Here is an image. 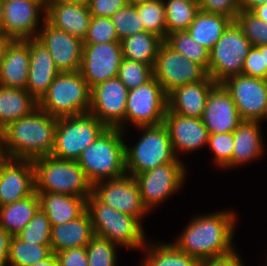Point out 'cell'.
Returning a JSON list of instances; mask_svg holds the SVG:
<instances>
[{"mask_svg":"<svg viewBox=\"0 0 267 266\" xmlns=\"http://www.w3.org/2000/svg\"><path fill=\"white\" fill-rule=\"evenodd\" d=\"M237 219L229 210L193 216L173 244L198 260L226 256L237 250L233 245Z\"/></svg>","mask_w":267,"mask_h":266,"instance_id":"1","label":"cell"},{"mask_svg":"<svg viewBox=\"0 0 267 266\" xmlns=\"http://www.w3.org/2000/svg\"><path fill=\"white\" fill-rule=\"evenodd\" d=\"M58 118L39 107L1 131L7 158L34 160L51 155Z\"/></svg>","mask_w":267,"mask_h":266,"instance_id":"2","label":"cell"},{"mask_svg":"<svg viewBox=\"0 0 267 266\" xmlns=\"http://www.w3.org/2000/svg\"><path fill=\"white\" fill-rule=\"evenodd\" d=\"M125 134L126 132L119 128H107L81 153L77 162L92 185L127 174Z\"/></svg>","mask_w":267,"mask_h":266,"instance_id":"3","label":"cell"},{"mask_svg":"<svg viewBox=\"0 0 267 266\" xmlns=\"http://www.w3.org/2000/svg\"><path fill=\"white\" fill-rule=\"evenodd\" d=\"M94 234L107 238L120 248L142 249L147 243L143 224L126 213L115 210L99 201L93 194L86 200Z\"/></svg>","mask_w":267,"mask_h":266,"instance_id":"4","label":"cell"},{"mask_svg":"<svg viewBox=\"0 0 267 266\" xmlns=\"http://www.w3.org/2000/svg\"><path fill=\"white\" fill-rule=\"evenodd\" d=\"M32 161L36 192L66 194L86 200L92 194L93 185L77 161L58 159L51 155Z\"/></svg>","mask_w":267,"mask_h":266,"instance_id":"5","label":"cell"},{"mask_svg":"<svg viewBox=\"0 0 267 266\" xmlns=\"http://www.w3.org/2000/svg\"><path fill=\"white\" fill-rule=\"evenodd\" d=\"M141 138L133 146L125 143L126 173L131 176L154 169L157 166L180 160L174 153L169 131L164 123L136 127Z\"/></svg>","mask_w":267,"mask_h":266,"instance_id":"6","label":"cell"},{"mask_svg":"<svg viewBox=\"0 0 267 266\" xmlns=\"http://www.w3.org/2000/svg\"><path fill=\"white\" fill-rule=\"evenodd\" d=\"M91 89L80 71L60 72L38 107L56 118L89 112Z\"/></svg>","mask_w":267,"mask_h":266,"instance_id":"7","label":"cell"},{"mask_svg":"<svg viewBox=\"0 0 267 266\" xmlns=\"http://www.w3.org/2000/svg\"><path fill=\"white\" fill-rule=\"evenodd\" d=\"M108 127L91 113L58 118L51 156L77 161Z\"/></svg>","mask_w":267,"mask_h":266,"instance_id":"8","label":"cell"},{"mask_svg":"<svg viewBox=\"0 0 267 266\" xmlns=\"http://www.w3.org/2000/svg\"><path fill=\"white\" fill-rule=\"evenodd\" d=\"M252 47L241 27L232 21L209 51L208 74L216 84L242 74L244 59Z\"/></svg>","mask_w":267,"mask_h":266,"instance_id":"9","label":"cell"},{"mask_svg":"<svg viewBox=\"0 0 267 266\" xmlns=\"http://www.w3.org/2000/svg\"><path fill=\"white\" fill-rule=\"evenodd\" d=\"M167 109V93L153 77L144 85L129 90L125 121L118 128L122 131H127L125 129L128 123H132L130 126L134 125V127L162 124L164 123Z\"/></svg>","mask_w":267,"mask_h":266,"instance_id":"10","label":"cell"},{"mask_svg":"<svg viewBox=\"0 0 267 266\" xmlns=\"http://www.w3.org/2000/svg\"><path fill=\"white\" fill-rule=\"evenodd\" d=\"M141 199L150 212L155 206L178 192L186 178V168L180 160L166 163L134 176Z\"/></svg>","mask_w":267,"mask_h":266,"instance_id":"11","label":"cell"},{"mask_svg":"<svg viewBox=\"0 0 267 266\" xmlns=\"http://www.w3.org/2000/svg\"><path fill=\"white\" fill-rule=\"evenodd\" d=\"M208 76L205 67L176 52L164 41L159 46L153 66V77L167 94L175 87L204 81Z\"/></svg>","mask_w":267,"mask_h":266,"instance_id":"12","label":"cell"},{"mask_svg":"<svg viewBox=\"0 0 267 266\" xmlns=\"http://www.w3.org/2000/svg\"><path fill=\"white\" fill-rule=\"evenodd\" d=\"M230 93L242 120L267 121V80L239 74L221 83Z\"/></svg>","mask_w":267,"mask_h":266,"instance_id":"13","label":"cell"},{"mask_svg":"<svg viewBox=\"0 0 267 266\" xmlns=\"http://www.w3.org/2000/svg\"><path fill=\"white\" fill-rule=\"evenodd\" d=\"M92 194L105 205L136 217L141 223L149 213L141 199L137 181L131 175L96 182Z\"/></svg>","mask_w":267,"mask_h":266,"instance_id":"14","label":"cell"},{"mask_svg":"<svg viewBox=\"0 0 267 266\" xmlns=\"http://www.w3.org/2000/svg\"><path fill=\"white\" fill-rule=\"evenodd\" d=\"M123 59L120 42L83 43L80 73L90 89L116 78Z\"/></svg>","mask_w":267,"mask_h":266,"instance_id":"15","label":"cell"},{"mask_svg":"<svg viewBox=\"0 0 267 266\" xmlns=\"http://www.w3.org/2000/svg\"><path fill=\"white\" fill-rule=\"evenodd\" d=\"M45 19L46 11L32 0H3L2 33L10 40L37 38Z\"/></svg>","mask_w":267,"mask_h":266,"instance_id":"16","label":"cell"},{"mask_svg":"<svg viewBox=\"0 0 267 266\" xmlns=\"http://www.w3.org/2000/svg\"><path fill=\"white\" fill-rule=\"evenodd\" d=\"M128 92L118 77L92 87L89 113L108 128H118L125 121Z\"/></svg>","mask_w":267,"mask_h":266,"instance_id":"17","label":"cell"},{"mask_svg":"<svg viewBox=\"0 0 267 266\" xmlns=\"http://www.w3.org/2000/svg\"><path fill=\"white\" fill-rule=\"evenodd\" d=\"M37 39L47 48L60 72L80 70L83 50L82 39L57 29L46 19L39 30Z\"/></svg>","mask_w":267,"mask_h":266,"instance_id":"18","label":"cell"},{"mask_svg":"<svg viewBox=\"0 0 267 266\" xmlns=\"http://www.w3.org/2000/svg\"><path fill=\"white\" fill-rule=\"evenodd\" d=\"M34 192L33 161L6 158L0 164V207L26 198Z\"/></svg>","mask_w":267,"mask_h":266,"instance_id":"19","label":"cell"},{"mask_svg":"<svg viewBox=\"0 0 267 266\" xmlns=\"http://www.w3.org/2000/svg\"><path fill=\"white\" fill-rule=\"evenodd\" d=\"M164 124L178 159L180 152H194L208 144L209 132L202 118L183 116L167 109Z\"/></svg>","mask_w":267,"mask_h":266,"instance_id":"20","label":"cell"},{"mask_svg":"<svg viewBox=\"0 0 267 266\" xmlns=\"http://www.w3.org/2000/svg\"><path fill=\"white\" fill-rule=\"evenodd\" d=\"M202 121L209 134L234 132L243 121L230 93L222 84H216L210 91Z\"/></svg>","mask_w":267,"mask_h":266,"instance_id":"21","label":"cell"},{"mask_svg":"<svg viewBox=\"0 0 267 266\" xmlns=\"http://www.w3.org/2000/svg\"><path fill=\"white\" fill-rule=\"evenodd\" d=\"M29 52L30 66L26 89L39 102L60 71L47 48L37 38L29 39Z\"/></svg>","mask_w":267,"mask_h":266,"instance_id":"22","label":"cell"},{"mask_svg":"<svg viewBox=\"0 0 267 266\" xmlns=\"http://www.w3.org/2000/svg\"><path fill=\"white\" fill-rule=\"evenodd\" d=\"M216 85L208 76L204 81L175 87L167 94L168 110L188 117L202 118L208 95Z\"/></svg>","mask_w":267,"mask_h":266,"instance_id":"23","label":"cell"},{"mask_svg":"<svg viewBox=\"0 0 267 266\" xmlns=\"http://www.w3.org/2000/svg\"><path fill=\"white\" fill-rule=\"evenodd\" d=\"M30 66L29 39L11 40L0 65V85L26 89Z\"/></svg>","mask_w":267,"mask_h":266,"instance_id":"24","label":"cell"},{"mask_svg":"<svg viewBox=\"0 0 267 266\" xmlns=\"http://www.w3.org/2000/svg\"><path fill=\"white\" fill-rule=\"evenodd\" d=\"M92 19L88 4L54 1L46 11V20L57 29L84 40Z\"/></svg>","mask_w":267,"mask_h":266,"instance_id":"25","label":"cell"},{"mask_svg":"<svg viewBox=\"0 0 267 266\" xmlns=\"http://www.w3.org/2000/svg\"><path fill=\"white\" fill-rule=\"evenodd\" d=\"M94 235L90 215L85 210L72 221L51 226L50 247L52 253L68 248L86 247Z\"/></svg>","mask_w":267,"mask_h":266,"instance_id":"26","label":"cell"},{"mask_svg":"<svg viewBox=\"0 0 267 266\" xmlns=\"http://www.w3.org/2000/svg\"><path fill=\"white\" fill-rule=\"evenodd\" d=\"M260 124L261 121L243 120L233 132V169L242 164L252 163L264 154L265 141H262L263 131Z\"/></svg>","mask_w":267,"mask_h":266,"instance_id":"27","label":"cell"},{"mask_svg":"<svg viewBox=\"0 0 267 266\" xmlns=\"http://www.w3.org/2000/svg\"><path fill=\"white\" fill-rule=\"evenodd\" d=\"M40 208L52 225L64 224L79 217L86 210V199L66 194L37 192Z\"/></svg>","mask_w":267,"mask_h":266,"instance_id":"28","label":"cell"},{"mask_svg":"<svg viewBox=\"0 0 267 266\" xmlns=\"http://www.w3.org/2000/svg\"><path fill=\"white\" fill-rule=\"evenodd\" d=\"M38 108V101L27 89L0 85V132L10 123L30 115Z\"/></svg>","mask_w":267,"mask_h":266,"instance_id":"29","label":"cell"},{"mask_svg":"<svg viewBox=\"0 0 267 266\" xmlns=\"http://www.w3.org/2000/svg\"><path fill=\"white\" fill-rule=\"evenodd\" d=\"M231 22L229 17L199 10L186 31L195 42L210 51Z\"/></svg>","mask_w":267,"mask_h":266,"instance_id":"30","label":"cell"},{"mask_svg":"<svg viewBox=\"0 0 267 266\" xmlns=\"http://www.w3.org/2000/svg\"><path fill=\"white\" fill-rule=\"evenodd\" d=\"M40 209L35 191L30 196L0 207V226L12 237L17 236Z\"/></svg>","mask_w":267,"mask_h":266,"instance_id":"31","label":"cell"},{"mask_svg":"<svg viewBox=\"0 0 267 266\" xmlns=\"http://www.w3.org/2000/svg\"><path fill=\"white\" fill-rule=\"evenodd\" d=\"M163 41L161 37L148 31L128 36L121 40L123 58L154 66Z\"/></svg>","mask_w":267,"mask_h":266,"instance_id":"32","label":"cell"},{"mask_svg":"<svg viewBox=\"0 0 267 266\" xmlns=\"http://www.w3.org/2000/svg\"><path fill=\"white\" fill-rule=\"evenodd\" d=\"M144 248V249H143ZM145 258L140 266H198L199 260L180 251L173 243L145 244Z\"/></svg>","mask_w":267,"mask_h":266,"instance_id":"33","label":"cell"},{"mask_svg":"<svg viewBox=\"0 0 267 266\" xmlns=\"http://www.w3.org/2000/svg\"><path fill=\"white\" fill-rule=\"evenodd\" d=\"M50 244H37L11 237L8 264L10 266H31L42 262L52 255Z\"/></svg>","mask_w":267,"mask_h":266,"instance_id":"34","label":"cell"},{"mask_svg":"<svg viewBox=\"0 0 267 266\" xmlns=\"http://www.w3.org/2000/svg\"><path fill=\"white\" fill-rule=\"evenodd\" d=\"M167 34L186 31L199 12L197 0H163Z\"/></svg>","mask_w":267,"mask_h":266,"instance_id":"35","label":"cell"},{"mask_svg":"<svg viewBox=\"0 0 267 266\" xmlns=\"http://www.w3.org/2000/svg\"><path fill=\"white\" fill-rule=\"evenodd\" d=\"M164 42L176 52L208 70L209 50L195 42L187 31L167 34Z\"/></svg>","mask_w":267,"mask_h":266,"instance_id":"36","label":"cell"},{"mask_svg":"<svg viewBox=\"0 0 267 266\" xmlns=\"http://www.w3.org/2000/svg\"><path fill=\"white\" fill-rule=\"evenodd\" d=\"M145 31L154 33L163 40L167 36L165 6L163 0H150L136 5Z\"/></svg>","mask_w":267,"mask_h":266,"instance_id":"37","label":"cell"},{"mask_svg":"<svg viewBox=\"0 0 267 266\" xmlns=\"http://www.w3.org/2000/svg\"><path fill=\"white\" fill-rule=\"evenodd\" d=\"M117 248L107 238L94 235L86 246L89 266H117Z\"/></svg>","mask_w":267,"mask_h":266,"instance_id":"38","label":"cell"},{"mask_svg":"<svg viewBox=\"0 0 267 266\" xmlns=\"http://www.w3.org/2000/svg\"><path fill=\"white\" fill-rule=\"evenodd\" d=\"M117 77L128 90H132L153 78V66L123 58Z\"/></svg>","mask_w":267,"mask_h":266,"instance_id":"39","label":"cell"},{"mask_svg":"<svg viewBox=\"0 0 267 266\" xmlns=\"http://www.w3.org/2000/svg\"><path fill=\"white\" fill-rule=\"evenodd\" d=\"M110 18L115 26L119 41L128 36L145 31L135 5L126 4Z\"/></svg>","mask_w":267,"mask_h":266,"instance_id":"40","label":"cell"},{"mask_svg":"<svg viewBox=\"0 0 267 266\" xmlns=\"http://www.w3.org/2000/svg\"><path fill=\"white\" fill-rule=\"evenodd\" d=\"M211 153H213L214 164L221 169L232 168V155L234 149L233 132L218 134H209L208 144Z\"/></svg>","mask_w":267,"mask_h":266,"instance_id":"41","label":"cell"},{"mask_svg":"<svg viewBox=\"0 0 267 266\" xmlns=\"http://www.w3.org/2000/svg\"><path fill=\"white\" fill-rule=\"evenodd\" d=\"M50 236L51 223L41 208L17 235L22 241L37 244H50Z\"/></svg>","mask_w":267,"mask_h":266,"instance_id":"42","label":"cell"},{"mask_svg":"<svg viewBox=\"0 0 267 266\" xmlns=\"http://www.w3.org/2000/svg\"><path fill=\"white\" fill-rule=\"evenodd\" d=\"M236 23L241 27L245 37L252 46L267 45V23L251 11L239 10Z\"/></svg>","mask_w":267,"mask_h":266,"instance_id":"43","label":"cell"},{"mask_svg":"<svg viewBox=\"0 0 267 266\" xmlns=\"http://www.w3.org/2000/svg\"><path fill=\"white\" fill-rule=\"evenodd\" d=\"M120 42L110 17L92 16L88 32L83 43Z\"/></svg>","mask_w":267,"mask_h":266,"instance_id":"44","label":"cell"},{"mask_svg":"<svg viewBox=\"0 0 267 266\" xmlns=\"http://www.w3.org/2000/svg\"><path fill=\"white\" fill-rule=\"evenodd\" d=\"M199 10L223 15L235 21L240 10V0H197Z\"/></svg>","mask_w":267,"mask_h":266,"instance_id":"45","label":"cell"},{"mask_svg":"<svg viewBox=\"0 0 267 266\" xmlns=\"http://www.w3.org/2000/svg\"><path fill=\"white\" fill-rule=\"evenodd\" d=\"M242 74L267 80L264 52H261L257 46H252L245 57Z\"/></svg>","mask_w":267,"mask_h":266,"instance_id":"46","label":"cell"},{"mask_svg":"<svg viewBox=\"0 0 267 266\" xmlns=\"http://www.w3.org/2000/svg\"><path fill=\"white\" fill-rule=\"evenodd\" d=\"M55 255L59 266H89L86 247L68 248Z\"/></svg>","mask_w":267,"mask_h":266,"instance_id":"47","label":"cell"},{"mask_svg":"<svg viewBox=\"0 0 267 266\" xmlns=\"http://www.w3.org/2000/svg\"><path fill=\"white\" fill-rule=\"evenodd\" d=\"M126 4V0H89L88 7L92 16L111 17Z\"/></svg>","mask_w":267,"mask_h":266,"instance_id":"48","label":"cell"},{"mask_svg":"<svg viewBox=\"0 0 267 266\" xmlns=\"http://www.w3.org/2000/svg\"><path fill=\"white\" fill-rule=\"evenodd\" d=\"M241 258L235 250L226 256L199 260L198 266H244Z\"/></svg>","mask_w":267,"mask_h":266,"instance_id":"49","label":"cell"},{"mask_svg":"<svg viewBox=\"0 0 267 266\" xmlns=\"http://www.w3.org/2000/svg\"><path fill=\"white\" fill-rule=\"evenodd\" d=\"M11 235L0 226V266H8Z\"/></svg>","mask_w":267,"mask_h":266,"instance_id":"50","label":"cell"},{"mask_svg":"<svg viewBox=\"0 0 267 266\" xmlns=\"http://www.w3.org/2000/svg\"><path fill=\"white\" fill-rule=\"evenodd\" d=\"M267 4V0H240V10L252 11L254 8Z\"/></svg>","mask_w":267,"mask_h":266,"instance_id":"51","label":"cell"},{"mask_svg":"<svg viewBox=\"0 0 267 266\" xmlns=\"http://www.w3.org/2000/svg\"><path fill=\"white\" fill-rule=\"evenodd\" d=\"M259 19L267 23V4L260 5L251 11Z\"/></svg>","mask_w":267,"mask_h":266,"instance_id":"52","label":"cell"},{"mask_svg":"<svg viewBox=\"0 0 267 266\" xmlns=\"http://www.w3.org/2000/svg\"><path fill=\"white\" fill-rule=\"evenodd\" d=\"M31 266H59L58 263V259L55 255V253H53L49 258H47L46 260L42 261V262H38L35 263Z\"/></svg>","mask_w":267,"mask_h":266,"instance_id":"53","label":"cell"},{"mask_svg":"<svg viewBox=\"0 0 267 266\" xmlns=\"http://www.w3.org/2000/svg\"><path fill=\"white\" fill-rule=\"evenodd\" d=\"M10 41L11 40L7 38L3 33H0V65L3 60L5 48L9 44Z\"/></svg>","mask_w":267,"mask_h":266,"instance_id":"54","label":"cell"},{"mask_svg":"<svg viewBox=\"0 0 267 266\" xmlns=\"http://www.w3.org/2000/svg\"><path fill=\"white\" fill-rule=\"evenodd\" d=\"M34 3H37L40 7H42L45 11H47L54 0H32Z\"/></svg>","mask_w":267,"mask_h":266,"instance_id":"55","label":"cell"},{"mask_svg":"<svg viewBox=\"0 0 267 266\" xmlns=\"http://www.w3.org/2000/svg\"><path fill=\"white\" fill-rule=\"evenodd\" d=\"M6 154L4 151L3 137L0 132V164L6 159Z\"/></svg>","mask_w":267,"mask_h":266,"instance_id":"56","label":"cell"},{"mask_svg":"<svg viewBox=\"0 0 267 266\" xmlns=\"http://www.w3.org/2000/svg\"><path fill=\"white\" fill-rule=\"evenodd\" d=\"M57 2H66V3H84V4H88L89 0H54Z\"/></svg>","mask_w":267,"mask_h":266,"instance_id":"57","label":"cell"},{"mask_svg":"<svg viewBox=\"0 0 267 266\" xmlns=\"http://www.w3.org/2000/svg\"><path fill=\"white\" fill-rule=\"evenodd\" d=\"M3 27V0H0V33H2Z\"/></svg>","mask_w":267,"mask_h":266,"instance_id":"58","label":"cell"},{"mask_svg":"<svg viewBox=\"0 0 267 266\" xmlns=\"http://www.w3.org/2000/svg\"><path fill=\"white\" fill-rule=\"evenodd\" d=\"M261 52H264L265 65L267 67V45L257 46Z\"/></svg>","mask_w":267,"mask_h":266,"instance_id":"59","label":"cell"},{"mask_svg":"<svg viewBox=\"0 0 267 266\" xmlns=\"http://www.w3.org/2000/svg\"><path fill=\"white\" fill-rule=\"evenodd\" d=\"M127 1V4H131V5H138V4H142V3H145L147 1H150V0H126Z\"/></svg>","mask_w":267,"mask_h":266,"instance_id":"60","label":"cell"}]
</instances>
